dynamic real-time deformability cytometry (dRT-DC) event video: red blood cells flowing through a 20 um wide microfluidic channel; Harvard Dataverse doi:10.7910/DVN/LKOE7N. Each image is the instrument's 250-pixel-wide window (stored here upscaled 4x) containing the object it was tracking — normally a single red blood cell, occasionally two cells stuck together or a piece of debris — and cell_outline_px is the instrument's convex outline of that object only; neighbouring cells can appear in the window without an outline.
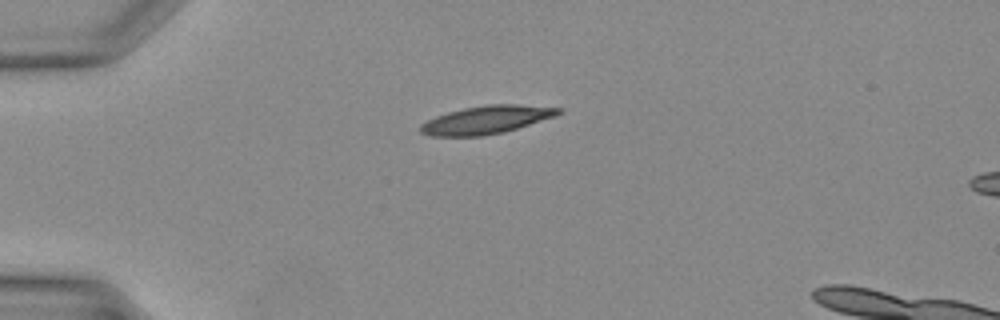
{"species": "Egyptian fruit bat (a non-hibernating species)", "species_latin": "Rousettus aegyptiacus", "temperature_condition": "warm", "stored_images_in_passage": 4, "camera_frame_rate_fps": 3000, "um_per_image_px": 0.085, "animal": {"sex": "female"}, "frame": {"image": 1, "passage_image": 1, "time_ms": 0.0, "image_size_px": [1000, 320], "cell_outline_px": [[564, 112], [556, 116], [504, 132], [484, 136], [428, 136], [420, 132], [420, 124], [436, 116], [448, 112], [464, 108], [488, 104], [516, 104], [564, 108]], "centroid_in_image_um": [41.37, 10.18], "position_along_channel_um": 43.6, "area_um2": 22.66}}